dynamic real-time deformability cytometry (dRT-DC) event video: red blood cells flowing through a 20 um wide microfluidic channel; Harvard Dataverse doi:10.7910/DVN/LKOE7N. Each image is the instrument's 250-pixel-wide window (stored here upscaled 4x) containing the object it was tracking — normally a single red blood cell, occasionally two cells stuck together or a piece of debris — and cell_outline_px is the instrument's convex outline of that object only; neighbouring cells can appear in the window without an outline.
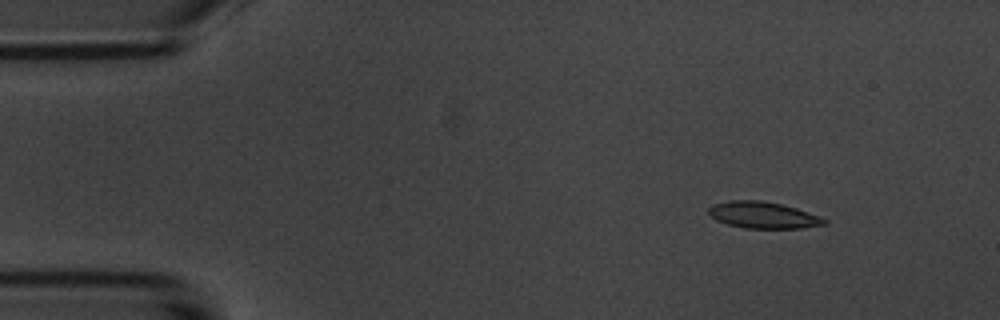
{"species": "common noctule bat (a hibernating species)", "species_latin": "Nyctalus noctula", "temperature_condition": "room temperature", "stored_images_in_passage": 3, "camera_frame_rate_fps": 3000, "um_per_image_px": 0.085, "animal": {"sex": "male", "body_mass_g": 20.1, "forearm_length_mm": 53.5}, "frame": {"image": 1, "passage_image": 1, "time_ms": 0.0, "image_size_px": [1000, 320], "cell_outline_px": [[828, 224], [800, 228], [744, 228], [728, 224], [716, 220], [708, 212], [708, 208], [712, 204], [728, 200], [764, 200], [796, 208], [820, 216], [828, 220]], "centroid_in_image_um": [64.87, 18.27], "position_along_channel_um": 20.1, "area_um2": 17.98}}